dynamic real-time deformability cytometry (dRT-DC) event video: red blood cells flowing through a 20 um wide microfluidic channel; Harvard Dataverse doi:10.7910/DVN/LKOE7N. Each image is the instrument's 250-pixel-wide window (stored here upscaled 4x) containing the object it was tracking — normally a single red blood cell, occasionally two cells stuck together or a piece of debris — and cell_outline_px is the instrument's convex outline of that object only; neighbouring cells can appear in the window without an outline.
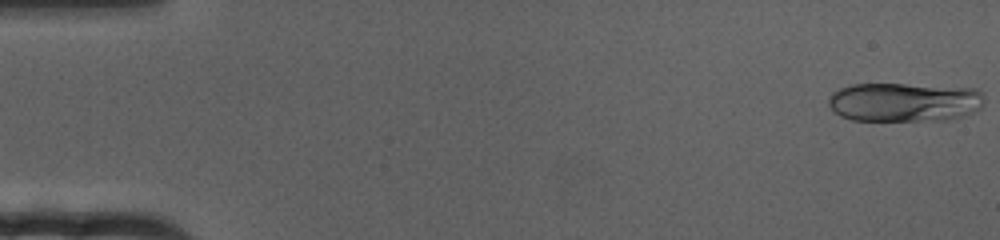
{"species": "human", "species_latin": "Homo sapiens", "temperature_condition": "cold", "stored_images_in_passage": 72, "camera_frame_rate_fps": 3000, "um_per_image_px": 0.085, "donor": {"sex": "female"}, "frame": {"image": 1, "passage_image": 1, "time_ms": 0.0, "image_size_px": [1000, 240], "cell_outline_px": [[984, 104], [980, 108], [964, 116], [948, 120], [852, 120], [840, 116], [828, 104], [828, 100], [832, 92], [848, 84], [904, 84], [976, 88], [984, 96]], "centroid_in_image_um": [76.88, 8.67], "position_along_channel_um": 8.1, "area_um2": 35.66}}
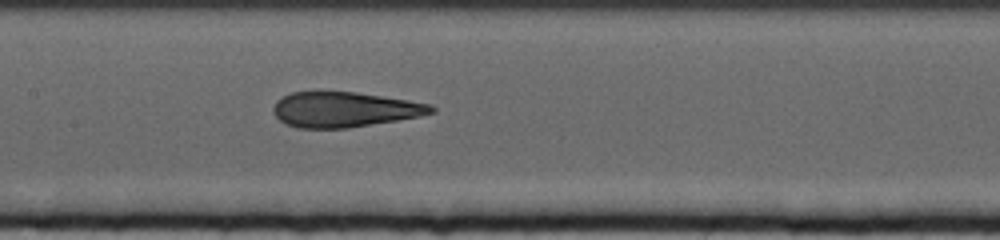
{"frame": {"image": 2, "passage_image": 35, "time_ms": 11.333, "image_size_px": [1000, 240], "cell_outline_px": [[436, 112], [420, 116], [348, 128], [300, 128], [284, 124], [272, 112], [272, 108], [276, 100], [292, 92], [356, 92], [408, 100], [432, 104], [436, 108]], "centroid_in_image_um": [29.27, 9.31], "position_along_channel_um": 178.1, "area_um2": 32.37}}
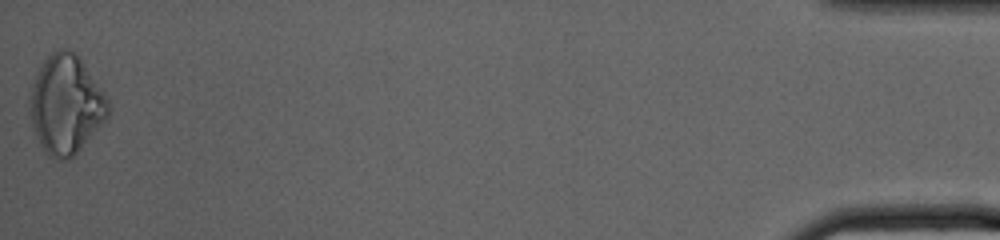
{"frame": {"image": 3, "passage_image": 72, "time_ms": 23.667, "image_size_px": [1000, 240], "cell_outline_px": [[108, 116], [80, 148], [68, 160], [60, 160], [48, 156], [44, 152], [36, 136], [32, 124], [28, 100], [36, 76], [44, 60], [52, 52], [60, 48], [68, 48], [76, 52], [80, 56], [108, 100]], "centroid_in_image_um": [5.58, 8.87], "position_along_channel_um": 429.6, "area_um2": 44.62}}